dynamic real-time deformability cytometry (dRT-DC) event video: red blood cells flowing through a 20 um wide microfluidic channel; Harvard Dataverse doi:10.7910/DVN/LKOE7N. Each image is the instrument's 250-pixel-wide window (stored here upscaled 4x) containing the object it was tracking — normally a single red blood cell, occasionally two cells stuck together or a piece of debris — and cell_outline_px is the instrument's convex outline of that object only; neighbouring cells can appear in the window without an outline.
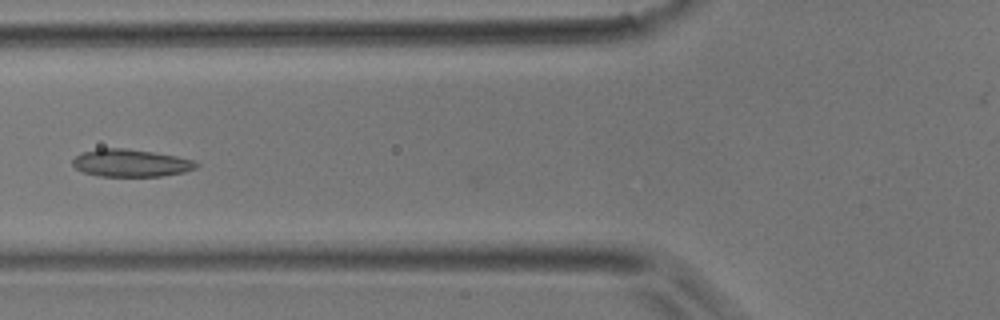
{"species": "common noctule bat (a hibernating species)", "species_latin": "Nyctalus noctula", "temperature_condition": "room temperature", "stored_images_in_passage": 45, "camera_frame_rate_fps": 3000, "um_per_image_px": 0.085, "animal": {"sex": "male", "body_mass_g": 17.9}, "frame": {"image": 1, "passage_image": 17, "time_ms": 5.333, "image_size_px": [1000, 320], "cell_outline_px": [[200, 164], [196, 168], [184, 172], [160, 176], [100, 176], [84, 172], [76, 168], [72, 164], [72, 160], [80, 152], [96, 148], [124, 148], [152, 152], [176, 156], [192, 160]], "centroid_in_image_um": [11.09, 13.85], "position_along_channel_um": 114.7, "area_um2": 19.77}}
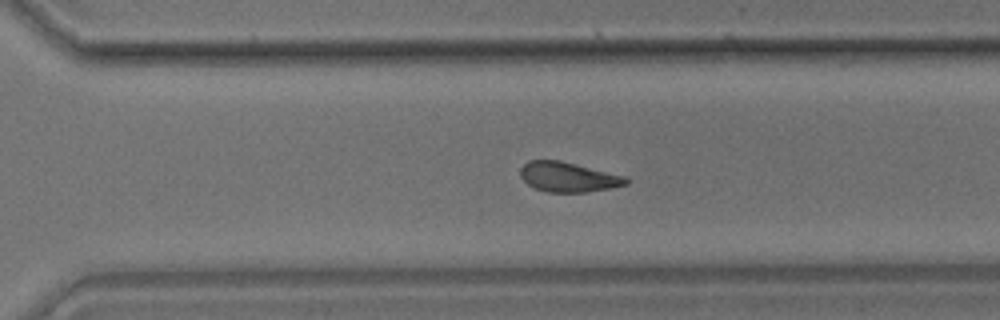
{"frame": {"image": 2, "passage_image": 31, "time_ms": 10.0, "image_size_px": [1000, 320], "cell_outline_px": [[628, 184], [612, 188], [588, 192], [548, 192], [536, 188], [528, 184], [520, 176], [520, 168], [528, 160], [560, 160], [628, 176]], "centroid_in_image_um": [48.34, 15.04], "position_along_channel_um": 322.3, "area_um2": 18.55}}
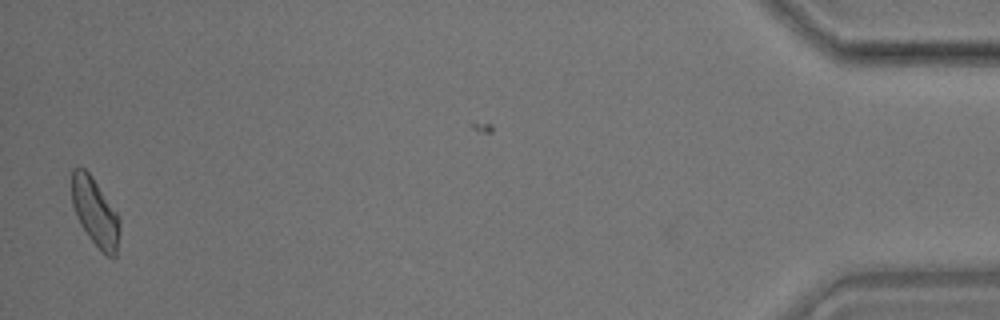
{"frame": {"image": 3, "passage_image": 44, "time_ms": 14.333, "image_size_px": [1000, 320], "cell_outline_px": [[120, 228], [116, 256], [108, 256], [88, 236], [80, 224], [76, 216], [72, 204], [72, 168], [84, 168], [92, 176], [116, 212], [120, 220]], "centroid_in_image_um": [8.08, 18.01], "position_along_channel_um": 427.1, "area_um2": 18.67}}